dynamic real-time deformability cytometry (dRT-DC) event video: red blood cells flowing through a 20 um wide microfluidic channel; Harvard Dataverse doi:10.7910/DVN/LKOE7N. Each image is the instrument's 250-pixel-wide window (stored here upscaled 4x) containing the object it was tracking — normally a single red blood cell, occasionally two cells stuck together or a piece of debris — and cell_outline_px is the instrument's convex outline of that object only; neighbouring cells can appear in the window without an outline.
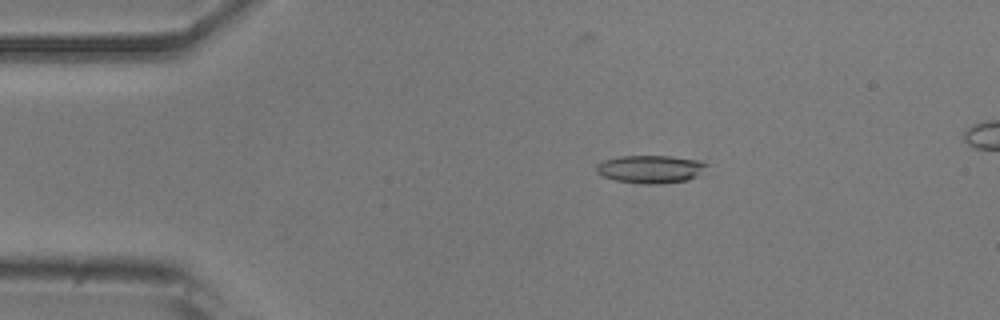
{"species": "common noctule bat (a hibernating species)", "species_latin": "Nyctalus noctula", "temperature_condition": "room temperature", "stored_images_in_passage": 53, "camera_frame_rate_fps": 3000, "um_per_image_px": 0.085, "animal": {"sex": "male", "body_mass_g": 20.5, "forearm_length_mm": 52.5}, "frame": {"image": 1, "passage_image": 10, "time_ms": 3.0, "image_size_px": [1000, 320], "cell_outline_px": [[708, 164], [696, 176], [688, 180], [656, 184], [640, 184], [616, 180], [604, 176], [596, 172], [596, 164], [604, 160], [620, 156], [672, 156], [704, 160]], "centroid_in_image_um": [55.3, 14.36], "position_along_channel_um": 29.7, "area_um2": 17.98}}
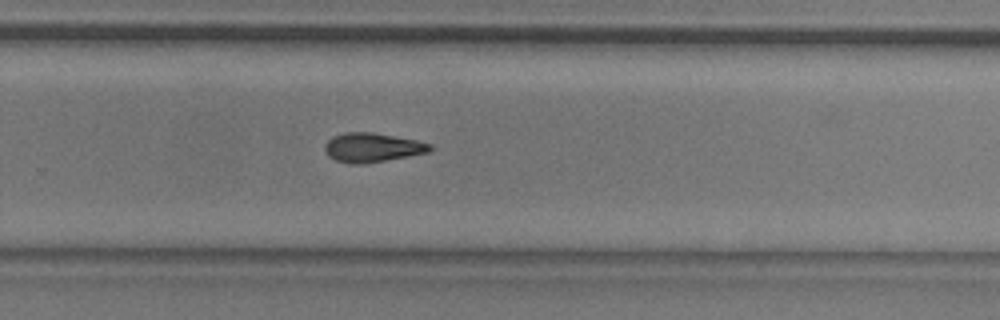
{"frame": {"image": 2, "passage_image": 35, "time_ms": 11.333, "image_size_px": [1000, 320], "cell_outline_px": [[432, 148], [428, 152], [408, 156], [364, 164], [352, 164], [336, 160], [328, 156], [324, 148], [324, 144], [332, 136], [344, 132], [372, 132], [416, 140], [432, 144]], "centroid_in_image_um": [31.61, 12.53], "position_along_channel_um": 298.2, "area_um2": 17.86}}
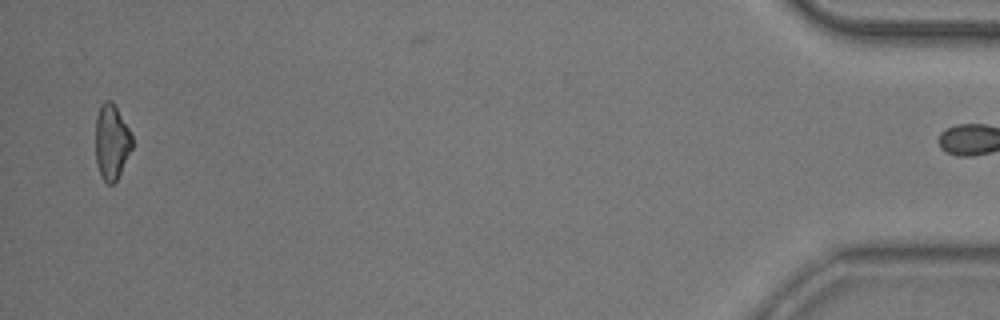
{"frame": {"image": 3, "passage_image": 52, "time_ms": 17.0, "image_size_px": [1000, 320], "cell_outline_px": [[132, 148], [116, 180], [112, 184], [108, 184], [100, 176], [96, 164], [96, 116], [100, 104], [104, 100], [112, 100], [128, 128], [132, 136]], "centroid_in_image_um": [9.46, 12.04], "position_along_channel_um": 425.7, "area_um2": 15.95}, "authors_computed_cell_mechanics": {"area_um2": 17.8024, "velocity_mm_per_s": 3.8178, "shape_relaxation_time_tau1_ms": 5.0956, "shape_relaxation_time_tau2_ms": null, "deformation_change_tau1": 0.1319, "deformation_change_tau2": null}}